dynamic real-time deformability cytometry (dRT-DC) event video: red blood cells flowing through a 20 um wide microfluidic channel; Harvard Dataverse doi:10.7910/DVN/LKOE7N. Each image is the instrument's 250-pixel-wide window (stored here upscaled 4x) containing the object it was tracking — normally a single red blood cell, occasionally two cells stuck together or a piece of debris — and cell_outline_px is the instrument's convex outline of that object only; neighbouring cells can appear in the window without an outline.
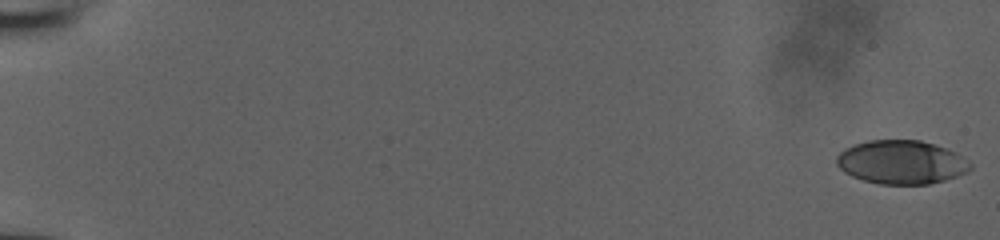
{"species": "human", "species_latin": "Homo sapiens", "temperature_condition": "room temperature", "stored_images_in_passage": 53, "camera_frame_rate_fps": 3000, "um_per_image_px": 0.085, "donor": {"sex": "male"}, "frame": {"image": 1, "passage_image": 1, "time_ms": 0.0, "image_size_px": [1000, 240], "cell_outline_px": [[972, 168], [968, 172], [944, 180], [928, 184], [880, 184], [864, 180], [852, 176], [844, 172], [836, 164], [836, 156], [844, 148], [852, 144], [868, 140], [920, 140], [956, 152], [972, 164]], "centroid_in_image_um": [76.59, 13.78], "position_along_channel_um": 8.4, "area_um2": 34.04}}
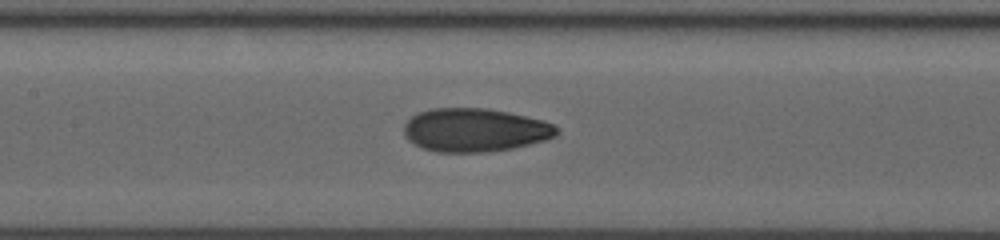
{"frame": {"image": 2, "passage_image": 28, "time_ms": 9.0, "image_size_px": [1000, 240], "cell_outline_px": [[560, 132], [556, 136], [544, 140], [512, 148], [488, 152], [436, 152], [424, 148], [408, 140], [404, 136], [404, 124], [416, 112], [432, 108], [488, 108], [508, 112], [544, 120], [552, 124]], "centroid_in_image_um": [40.35, 11.04], "position_along_channel_um": 167.1, "area_um2": 38.73}}
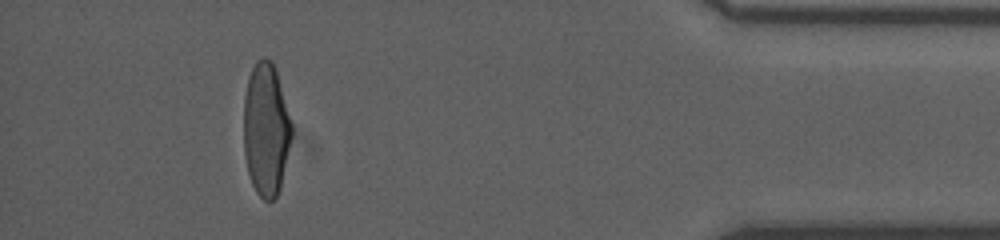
{"frame": {"image": 3, "passage_image": 49, "time_ms": 16.0, "image_size_px": [1000, 240], "cell_outline_px": [[292, 132], [280, 188], [276, 196], [272, 200], [264, 200], [256, 192], [252, 184], [248, 172], [244, 156], [244, 96], [248, 76], [256, 60], [264, 56], [272, 60], [276, 72], [292, 124]], "centroid_in_image_um": [22.59, 10.98], "position_along_channel_um": 412.6, "area_um2": 36.99}}